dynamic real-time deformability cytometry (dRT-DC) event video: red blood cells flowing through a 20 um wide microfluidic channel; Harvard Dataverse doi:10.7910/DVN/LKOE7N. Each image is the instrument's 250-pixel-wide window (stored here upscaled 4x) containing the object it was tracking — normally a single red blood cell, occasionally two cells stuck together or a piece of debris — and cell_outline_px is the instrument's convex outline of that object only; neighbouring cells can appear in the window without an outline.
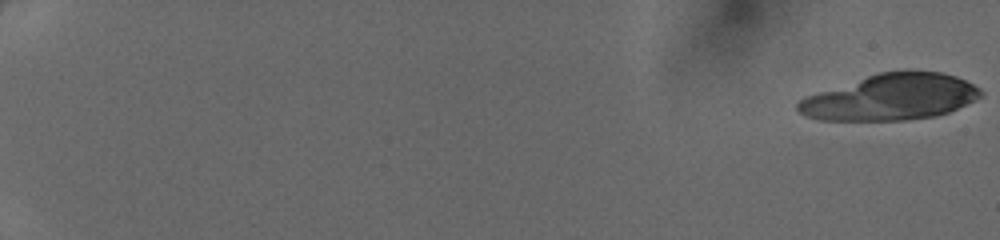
{"species": "human", "species_latin": "Homo sapiens", "temperature_condition": "cold", "stored_images_in_passage": 20, "camera_frame_rate_fps": 3000, "um_per_image_px": 0.085, "donor": {"sex": "female"}, "frame": {"image": 1, "passage_image": 1, "time_ms": 0.0, "image_size_px": [1000, 240], "cell_outline_px": [[984, 96], [948, 112], [936, 116], [904, 120], [816, 120], [804, 116], [796, 108], [796, 104], [804, 96], [880, 72], [940, 72], [956, 76], [980, 88]], "centroid_in_image_um": [75.69, 8.28], "position_along_channel_um": 9.3, "area_um2": 48.67}}
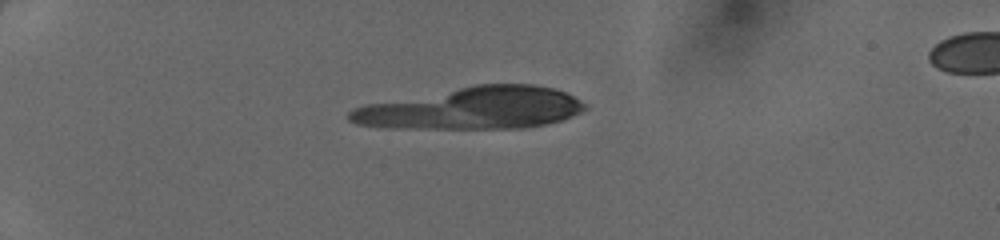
{"frame": {"image": 2, "passage_image": 14, "time_ms": 4.333, "image_size_px": [1000, 240], "cell_outline_px": [[584, 108], [580, 112], [572, 116], [560, 120], [544, 124], [524, 128], [388, 128], [356, 124], [348, 120], [348, 112], [352, 108], [368, 104], [476, 84], [532, 84], [552, 88], [564, 92], [572, 96], [584, 104]], "centroid_in_image_um": [40.09, 9.2], "position_along_channel_um": 44.9, "area_um2": 57.16}}